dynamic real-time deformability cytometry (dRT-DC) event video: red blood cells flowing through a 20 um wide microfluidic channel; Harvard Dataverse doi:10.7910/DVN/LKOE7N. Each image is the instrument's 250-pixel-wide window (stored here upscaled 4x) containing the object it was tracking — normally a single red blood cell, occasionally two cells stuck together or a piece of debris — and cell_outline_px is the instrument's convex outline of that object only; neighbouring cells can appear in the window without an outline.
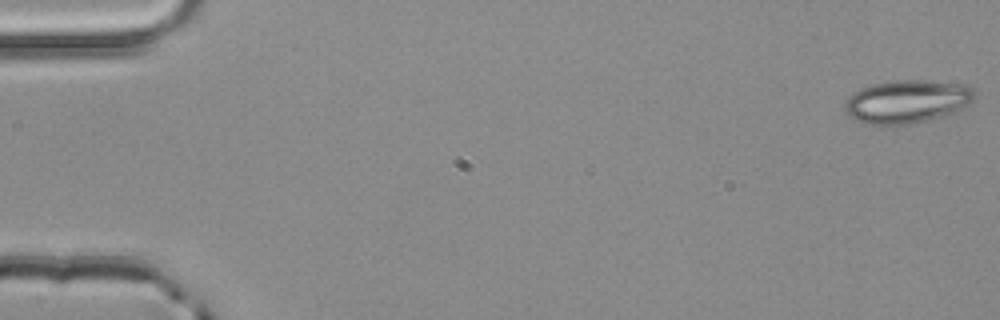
{"species": "common noctule bat (a hibernating species)", "species_latin": "Nyctalus noctula", "temperature_condition": "room temperature", "stored_images_in_passage": 5, "segment_of_instrument_passage": [1, 2], "camera_frame_rate_fps": 3000, "um_per_image_px": 0.085, "animal": {"sex": "male", "body_mass_g": 20.4}, "frame": {"image": 1, "passage_image": 1, "time_ms": 0.0, "image_size_px": [1000, 320], "cell_outline_px": [[976, 92], [972, 100], [968, 104], [956, 112], [944, 116], [912, 124], [868, 124], [852, 120], [848, 116], [844, 104], [848, 96], [860, 88], [876, 84], [896, 80], [924, 80], [968, 84]], "centroid_in_image_um": [77.11, 8.63], "position_along_channel_um": 7.9, "area_um2": 32.83}}
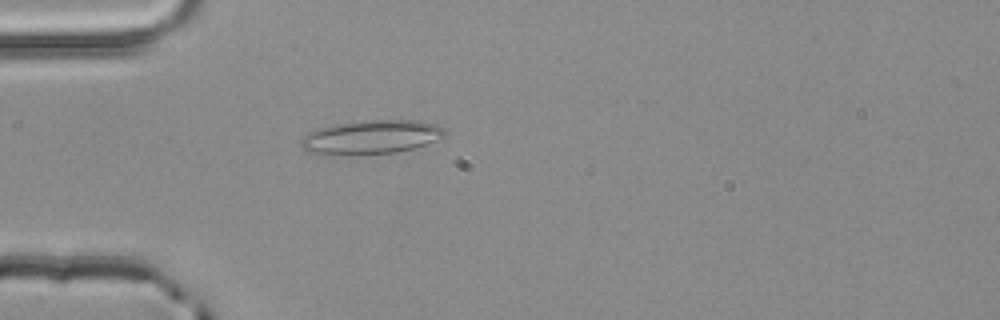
{"frame": {"image": 2, "passage_image": 4, "time_ms": 1.0, "image_size_px": [1000, 320], "cell_outline_px": [[448, 132], [444, 136], [436, 140], [416, 148], [396, 152], [356, 156], [312, 152], [304, 148], [300, 144], [300, 140], [304, 136], [316, 128], [340, 124], [372, 120], [420, 120], [436, 124], [444, 128]], "centroid_in_image_um": [31.61, 11.66], "position_along_channel_um": 53.4, "area_um2": 28.44}}